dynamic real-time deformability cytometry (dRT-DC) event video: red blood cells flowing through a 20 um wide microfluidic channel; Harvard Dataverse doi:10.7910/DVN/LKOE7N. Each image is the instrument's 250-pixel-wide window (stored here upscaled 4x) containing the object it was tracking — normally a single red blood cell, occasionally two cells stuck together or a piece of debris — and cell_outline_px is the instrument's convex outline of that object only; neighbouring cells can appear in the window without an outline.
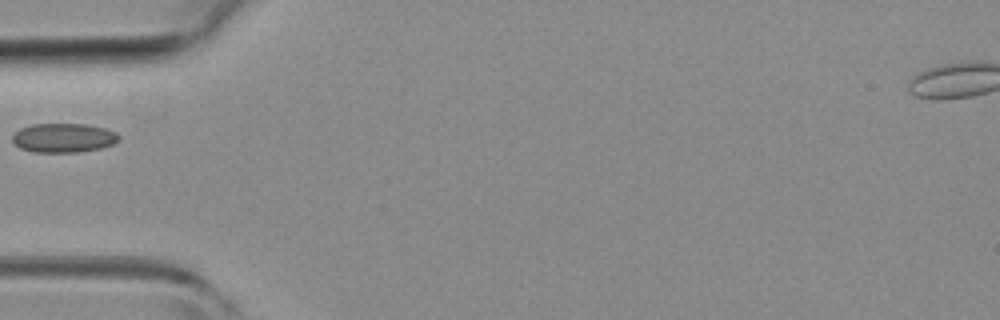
{"species": "common noctule bat (a hibernating species)", "species_latin": "Nyctalus noctula", "temperature_condition": "room temperature", "stored_images_in_passage": 5, "camera_frame_rate_fps": 3000, "um_per_image_px": 0.085, "animal": {"sex": "female", "body_mass_g": 19.3, "forearm_length_mm": 54.1}, "frame": {"image": 1, "passage_image": 5, "time_ms": 4.667, "image_size_px": [1000, 320], "cell_outline_px": [[120, 140], [112, 144], [100, 148], [76, 152], [32, 152], [20, 148], [12, 140], [12, 136], [20, 128], [32, 124], [84, 124], [104, 128], [116, 132], [120, 136]], "centroid_in_image_um": [5.4, 11.71], "position_along_channel_um": 79.6, "area_um2": 18.03}}